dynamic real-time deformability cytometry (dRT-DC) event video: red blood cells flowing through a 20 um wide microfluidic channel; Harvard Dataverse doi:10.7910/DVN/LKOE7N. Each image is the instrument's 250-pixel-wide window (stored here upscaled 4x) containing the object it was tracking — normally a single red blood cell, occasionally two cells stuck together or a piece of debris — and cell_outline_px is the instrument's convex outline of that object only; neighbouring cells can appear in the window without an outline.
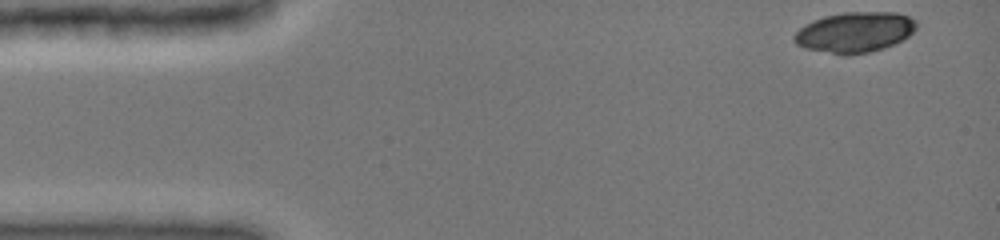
{"species": "common noctule bat (a hibernating species)", "species_latin": "Nyctalus noctula", "temperature_condition": "cold", "stored_images_in_passage": 44, "camera_frame_rate_fps": 3000, "um_per_image_px": 0.085, "animal": {"sex": "female", "body_mass_g": 19.0, "forearm_length_mm": 51.5}, "frame": {"image": 1, "passage_image": 1, "time_ms": 0.0, "image_size_px": [1000, 240], "cell_outline_px": [[916, 28], [908, 36], [884, 48], [868, 52], [848, 56], [844, 56], [804, 48], [796, 44], [792, 40], [792, 36], [804, 24], [812, 20], [824, 16], [844, 12], [896, 12], [908, 16], [916, 20]], "centroid_in_image_um": [72.61, 2.74], "position_along_channel_um": 12.4, "area_um2": 29.02}}
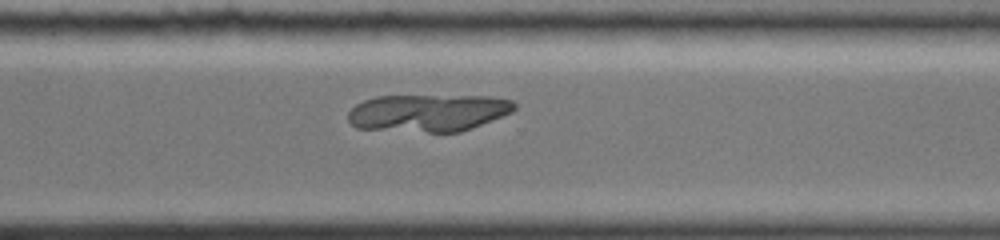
{"frame": {"image": 2, "passage_image": 33, "time_ms": 10.667, "image_size_px": [1000, 240], "cell_outline_px": [[516, 108], [512, 112], [472, 128], [460, 132], [428, 132], [356, 128], [348, 120], [348, 112], [356, 104], [364, 100], [376, 96], [492, 96], [512, 100], [516, 104]], "centroid_in_image_um": [36.41, 9.58], "position_along_channel_um": 334.2, "area_um2": 36.24}}
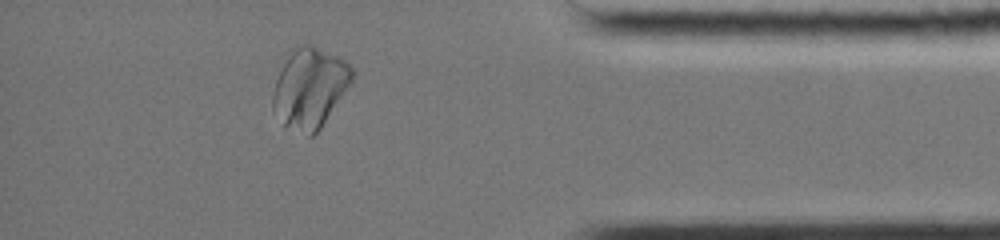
{"frame": {"image": 3, "passage_image": 40, "time_ms": 13.0, "image_size_px": [1000, 240], "cell_outline_px": [[356, 72], [352, 80], [320, 128], [312, 136], [308, 136], [284, 128], [272, 108], [272, 96], [276, 80], [292, 48], [304, 44], [312, 44], [344, 60]], "centroid_in_image_um": [26.3, 7.5], "position_along_channel_um": 408.9, "area_um2": 36.7}}